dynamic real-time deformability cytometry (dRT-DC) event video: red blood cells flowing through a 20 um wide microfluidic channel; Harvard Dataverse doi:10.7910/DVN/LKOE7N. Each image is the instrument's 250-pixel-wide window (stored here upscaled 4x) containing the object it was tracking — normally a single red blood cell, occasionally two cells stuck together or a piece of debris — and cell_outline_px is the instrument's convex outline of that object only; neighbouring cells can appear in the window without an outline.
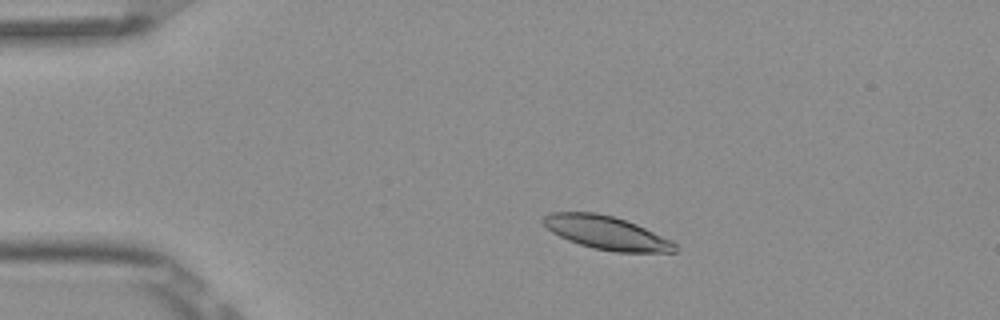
{"species": "Egyptian fruit bat (a non-hibernating species)", "species_latin": "Rousettus aegyptiacus", "temperature_condition": "room temperature", "stored_images_in_passage": 7, "camera_frame_rate_fps": 3000, "um_per_image_px": 0.085, "frame": {"image": 1, "passage_image": 2, "time_ms": 0.333, "image_size_px": [1000, 320], "cell_outline_px": [[676, 252], [616, 252], [592, 248], [568, 240], [552, 232], [540, 220], [544, 216], [552, 212], [596, 212], [612, 216], [636, 224], [672, 240], [676, 244]], "centroid_in_image_um": [51.55, 19.78], "position_along_channel_um": 33.5, "area_um2": 25.49}}
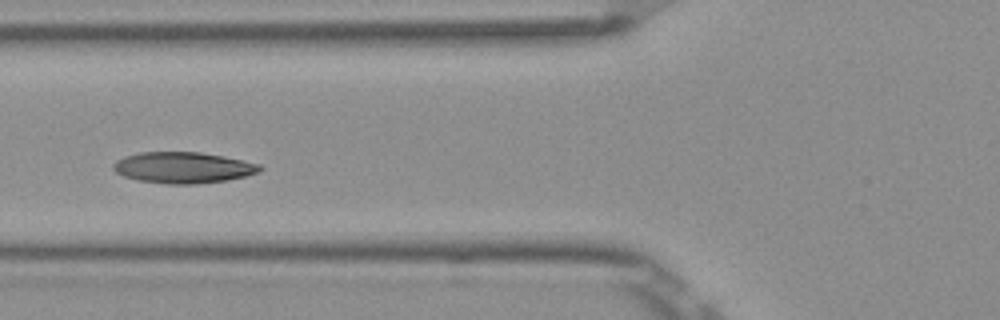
{"frame": {"image": 2, "passage_image": 5, "time_ms": 1.333, "image_size_px": [1000, 320], "cell_outline_px": [[264, 168], [256, 172], [244, 176], [228, 180], [196, 184], [168, 184], [140, 180], [124, 176], [116, 172], [112, 168], [112, 164], [116, 160], [124, 156], [140, 152], [200, 152], [260, 164]], "centroid_in_image_um": [15.52, 14.24], "position_along_channel_um": 110.3, "area_um2": 26.36}}
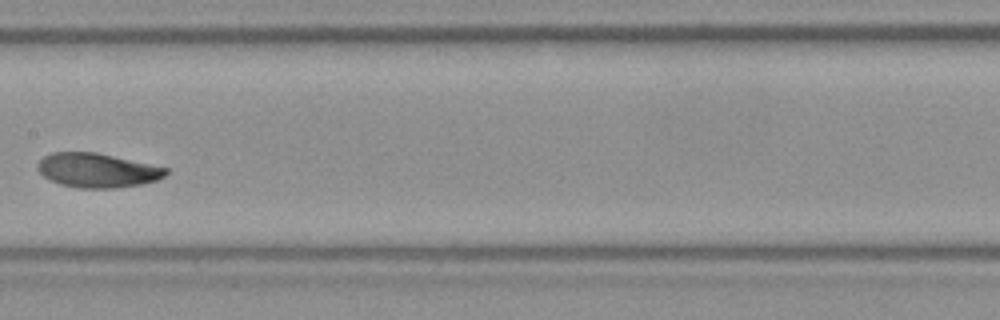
{"frame": {"image": 3, "passage_image": 7, "time_ms": 2.0, "image_size_px": [1000, 320], "cell_outline_px": [[168, 172], [164, 176], [156, 180], [140, 184], [116, 188], [76, 188], [60, 184], [44, 176], [36, 168], [36, 164], [44, 156], [52, 152], [96, 152], [168, 168]], "centroid_in_image_um": [8.24, 14.47], "position_along_channel_um": 199.2, "area_um2": 25.49}}